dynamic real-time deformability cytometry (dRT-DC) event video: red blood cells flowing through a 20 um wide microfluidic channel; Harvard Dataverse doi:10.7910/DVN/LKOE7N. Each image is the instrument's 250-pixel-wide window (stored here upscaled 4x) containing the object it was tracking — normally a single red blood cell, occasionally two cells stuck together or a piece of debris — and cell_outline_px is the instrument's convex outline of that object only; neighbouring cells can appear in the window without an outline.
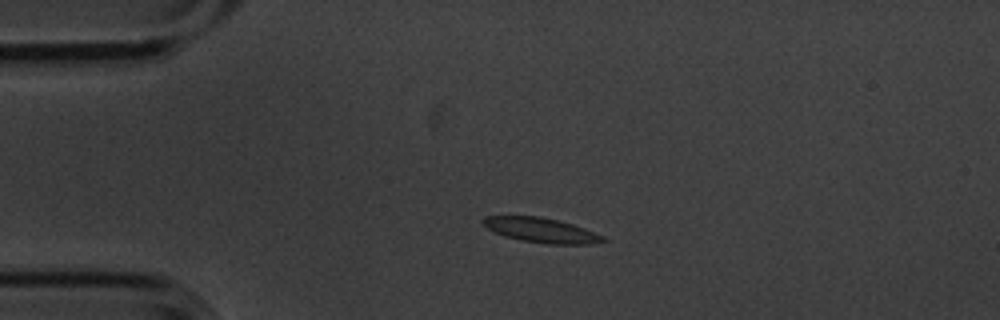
{"species": "common noctule bat (a hibernating species)", "species_latin": "Nyctalus noctula", "temperature_condition": "cold", "stored_images_in_passage": 6, "camera_frame_rate_fps": 3000, "um_per_image_px": 0.085, "animal": {"sex": "male", "body_mass_g": 20.1, "forearm_length_mm": 53.5}, "frame": {"image": 1, "passage_image": 2, "time_ms": 0.333, "image_size_px": [1000, 320], "cell_outline_px": [[608, 240], [588, 244], [548, 244], [520, 240], [504, 236], [488, 228], [480, 220], [484, 216], [540, 216], [572, 224], [584, 228], [604, 236]], "centroid_in_image_um": [45.99, 19.56], "position_along_channel_um": 39.0, "area_um2": 17.17}}
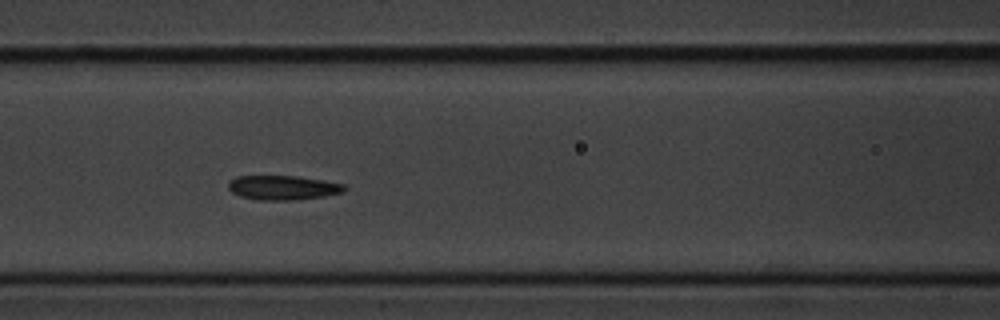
{"frame": {"image": 2, "passage_image": 5, "time_ms": 1.333, "image_size_px": [1000, 320], "cell_outline_px": [[348, 188], [344, 192], [324, 196], [296, 200], [256, 200], [240, 196], [232, 192], [228, 188], [228, 184], [236, 176], [296, 176], [324, 180], [344, 184]], "centroid_in_image_um": [24.08, 15.95], "position_along_channel_um": 142.5, "area_um2": 16.59}}
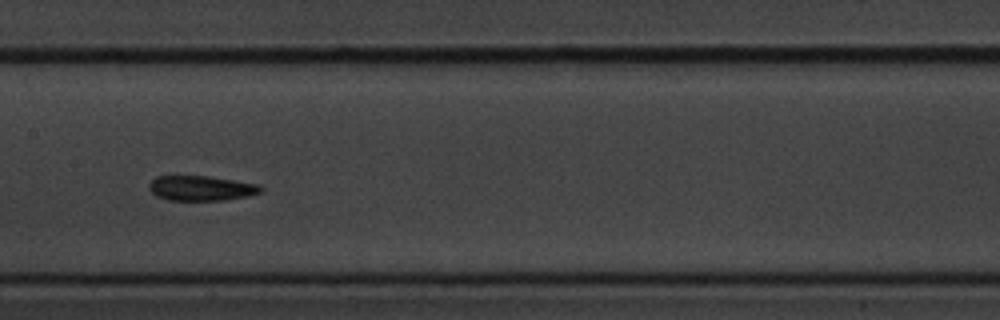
{"frame": {"image": 3, "passage_image": 6, "time_ms": 1.667, "image_size_px": [1000, 320], "cell_outline_px": [[264, 188], [260, 192], [248, 196], [224, 200], [168, 200], [156, 196], [148, 188], [148, 184], [156, 176], [208, 176], [260, 184]], "centroid_in_image_um": [17.1, 15.99], "position_along_channel_um": 190.3, "area_um2": 16.3}}